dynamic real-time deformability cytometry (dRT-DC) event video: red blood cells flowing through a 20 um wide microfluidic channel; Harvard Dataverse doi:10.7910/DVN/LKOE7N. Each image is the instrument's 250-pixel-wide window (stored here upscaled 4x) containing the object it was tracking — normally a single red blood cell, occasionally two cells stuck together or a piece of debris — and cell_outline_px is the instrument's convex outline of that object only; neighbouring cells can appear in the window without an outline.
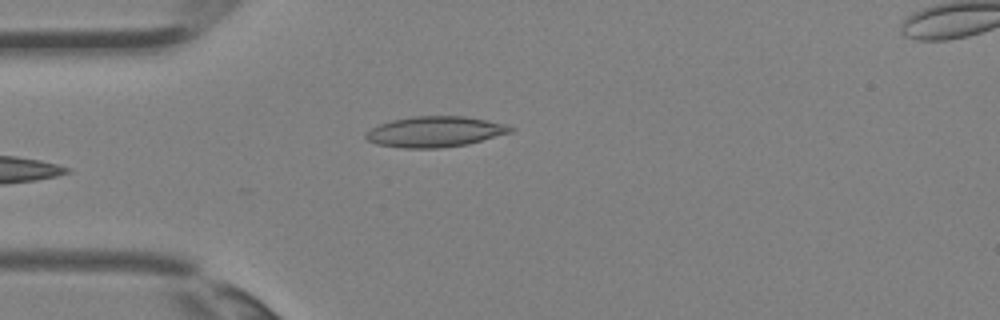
{"species": "Egyptian fruit bat (a non-hibernating species)", "species_latin": "Rousettus aegyptiacus", "temperature_condition": "room temperature", "stored_images_in_passage": 5, "camera_frame_rate_fps": 3000, "um_per_image_px": 0.085, "animal": {"sex": "female"}, "frame": {"image": 1, "passage_image": 4, "time_ms": 1.0, "image_size_px": [1000, 320], "cell_outline_px": [[516, 128], [512, 132], [468, 144], [440, 148], [404, 148], [376, 144], [368, 140], [364, 136], [364, 132], [380, 124], [392, 120], [412, 116], [464, 116], [488, 120], [504, 124]], "centroid_in_image_um": [36.97, 11.19], "position_along_channel_um": 48.0, "area_um2": 25.89}}